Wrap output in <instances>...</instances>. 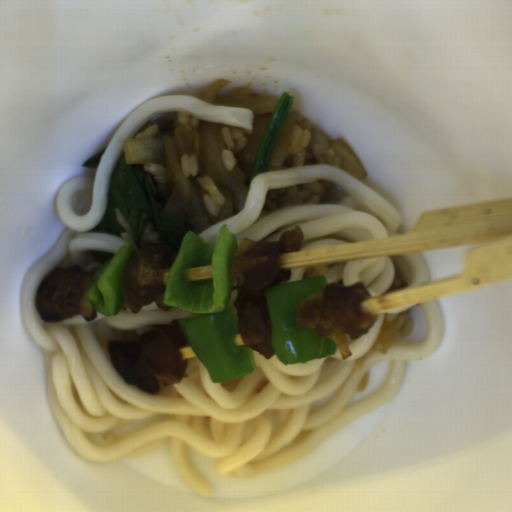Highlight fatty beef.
I'll use <instances>...</instances> for the list:
<instances>
[{
  "label": "fatty beef",
  "instance_id": "obj_2",
  "mask_svg": "<svg viewBox=\"0 0 512 512\" xmlns=\"http://www.w3.org/2000/svg\"><path fill=\"white\" fill-rule=\"evenodd\" d=\"M298 118V113L289 112L281 132L276 140V143L272 149V152L268 158L266 170H275L281 167L289 150Z\"/></svg>",
  "mask_w": 512,
  "mask_h": 512
},
{
  "label": "fatty beef",
  "instance_id": "obj_3",
  "mask_svg": "<svg viewBox=\"0 0 512 512\" xmlns=\"http://www.w3.org/2000/svg\"><path fill=\"white\" fill-rule=\"evenodd\" d=\"M180 114L182 113H180L179 111L161 112L155 114L135 132L133 138H135L140 132L152 126H158L159 130H161L164 133L174 131L176 128L181 126L179 123Z\"/></svg>",
  "mask_w": 512,
  "mask_h": 512
},
{
  "label": "fatty beef",
  "instance_id": "obj_5",
  "mask_svg": "<svg viewBox=\"0 0 512 512\" xmlns=\"http://www.w3.org/2000/svg\"><path fill=\"white\" fill-rule=\"evenodd\" d=\"M406 281L404 280L400 270L398 269L397 265L395 264V272H394V279L389 287V292L397 289H401L402 287L406 286Z\"/></svg>",
  "mask_w": 512,
  "mask_h": 512
},
{
  "label": "fatty beef",
  "instance_id": "obj_1",
  "mask_svg": "<svg viewBox=\"0 0 512 512\" xmlns=\"http://www.w3.org/2000/svg\"><path fill=\"white\" fill-rule=\"evenodd\" d=\"M273 113L255 115L252 131L243 135L247 140L244 148L234 156L235 167H240L244 176L247 191L249 190L251 176L261 147L266 127Z\"/></svg>",
  "mask_w": 512,
  "mask_h": 512
},
{
  "label": "fatty beef",
  "instance_id": "obj_4",
  "mask_svg": "<svg viewBox=\"0 0 512 512\" xmlns=\"http://www.w3.org/2000/svg\"><path fill=\"white\" fill-rule=\"evenodd\" d=\"M397 333V321H383L380 331L373 343V348L382 353L387 354L392 346Z\"/></svg>",
  "mask_w": 512,
  "mask_h": 512
}]
</instances>
